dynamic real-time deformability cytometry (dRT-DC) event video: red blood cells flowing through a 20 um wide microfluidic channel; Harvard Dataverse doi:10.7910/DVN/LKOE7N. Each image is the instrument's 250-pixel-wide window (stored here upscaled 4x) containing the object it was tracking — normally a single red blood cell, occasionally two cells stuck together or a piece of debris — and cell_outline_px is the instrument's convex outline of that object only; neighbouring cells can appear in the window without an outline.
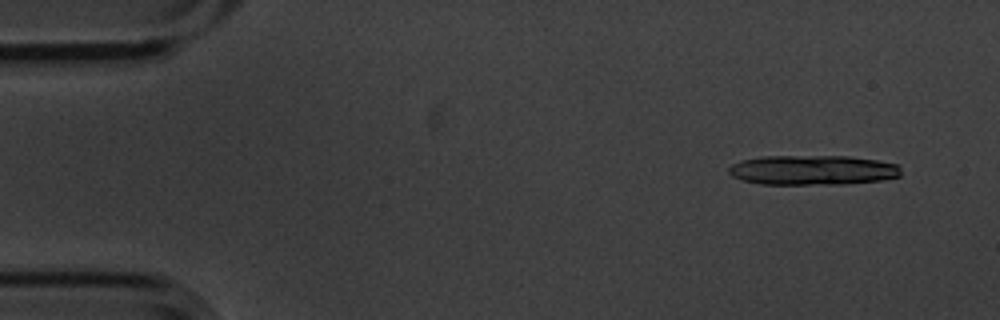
{"species": "common noctule bat (a hibernating species)", "species_latin": "Nyctalus noctula", "temperature_condition": "cold", "stored_images_in_passage": 9, "segment_of_instrument_passage": [1, 2], "camera_frame_rate_fps": 3000, "um_per_image_px": 0.085, "animal": {"sex": "male", "body_mass_g": 20.1, "forearm_length_mm": 53.5}, "frame": {"image": 1, "passage_image": 1, "time_ms": 0.0, "image_size_px": [1000, 320], "cell_outline_px": [[900, 176], [880, 180], [844, 184], [760, 184], [740, 180], [732, 176], [728, 172], [728, 168], [732, 164], [744, 160], [764, 156], [848, 156], [876, 160], [896, 164], [900, 168]], "centroid_in_image_um": [69.05, 14.46], "position_along_channel_um": 16.0, "area_um2": 29.82}}